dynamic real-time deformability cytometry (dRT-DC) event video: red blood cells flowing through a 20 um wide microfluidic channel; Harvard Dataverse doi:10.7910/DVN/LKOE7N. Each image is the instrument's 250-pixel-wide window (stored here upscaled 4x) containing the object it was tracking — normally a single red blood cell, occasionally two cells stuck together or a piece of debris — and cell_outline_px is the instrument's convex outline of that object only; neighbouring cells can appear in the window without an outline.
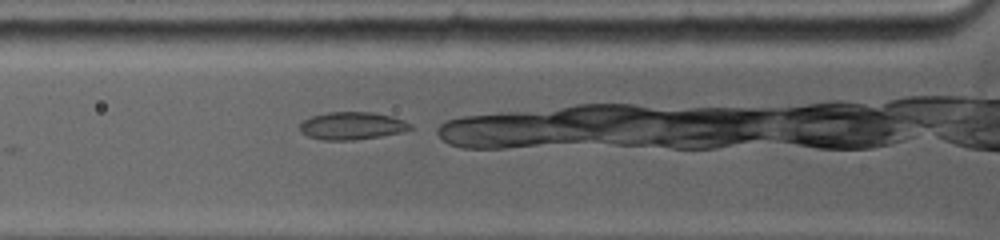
{"species": "common noctule bat (a hibernating species)", "species_latin": "Nyctalus noctula", "temperature_condition": "warm", "stored_images_in_passage": 20, "camera_frame_rate_fps": 5000, "um_per_image_px": 0.085, "animal": {"sex": "female", "body_mass_g": 19.0, "forearm_length_mm": 53.3}, "frame": {"image": 1, "passage_image": 2, "time_ms": 0.6, "image_size_px": [1000, 240], "cell_outline_px": [[412, 128], [400, 132], [380, 136], [356, 140], [320, 140], [308, 136], [300, 132], [300, 124], [304, 120], [312, 116], [328, 112], [372, 112], [392, 116], [404, 120], [412, 124]], "centroid_in_image_um": [29.91, 10.69], "position_along_channel_um": 95.9, "area_um2": 17.8}}
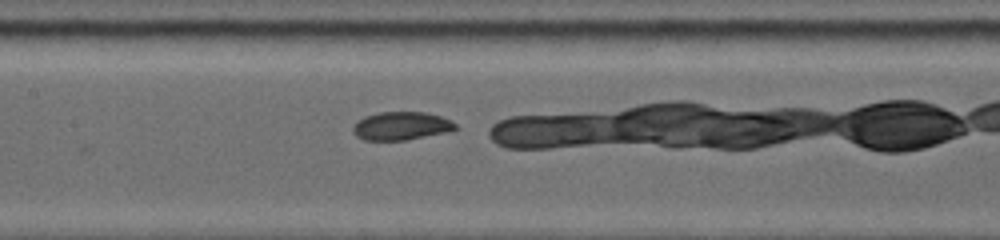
{"frame": {"image": 2, "passage_image": 7, "time_ms": 2.6, "image_size_px": [1000, 240], "cell_outline_px": [[460, 128], [448, 132], [404, 140], [364, 140], [356, 136], [352, 132], [352, 128], [356, 120], [364, 116], [380, 112], [424, 112], [440, 116], [452, 120]], "centroid_in_image_um": [34.1, 10.7], "position_along_channel_um": 173.3, "area_um2": 17.05}}
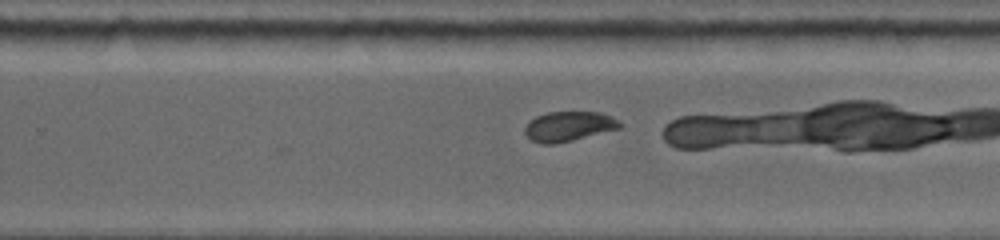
{"frame": {"image": 3, "passage_image": 14, "time_ms": 5.4, "image_size_px": [1000, 240], "cell_outline_px": [[620, 128], [572, 140], [552, 144], [540, 144], [532, 140], [524, 132], [524, 128], [528, 120], [536, 116], [548, 112], [600, 112], [612, 116], [620, 124]], "centroid_in_image_um": [48.29, 10.73], "position_along_channel_um": 281.5, "area_um2": 16.36}}